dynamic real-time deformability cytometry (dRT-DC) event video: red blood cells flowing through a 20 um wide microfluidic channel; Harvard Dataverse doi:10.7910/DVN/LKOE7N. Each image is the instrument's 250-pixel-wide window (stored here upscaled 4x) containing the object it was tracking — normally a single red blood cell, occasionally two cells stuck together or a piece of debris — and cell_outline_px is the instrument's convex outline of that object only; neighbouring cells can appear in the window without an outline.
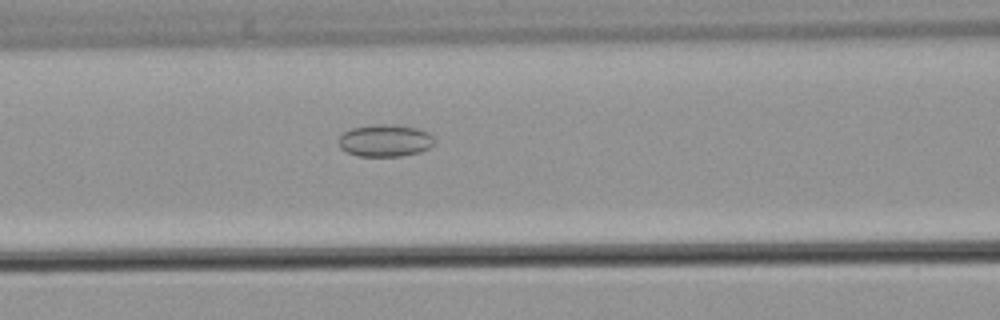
{"species": "common noctule bat (a hibernating species)", "species_latin": "Nyctalus noctula", "temperature_condition": "warm", "stored_images_in_passage": 3, "camera_frame_rate_fps": 3000, "um_per_image_px": 0.085, "animal": {"sex": "male", "body_mass_g": 21.5, "forearm_length_mm": 52.0}, "frame": {"image": 1, "passage_image": 3, "time_ms": 2.667, "image_size_px": [1000, 320], "cell_outline_px": [[436, 140], [428, 148], [420, 152], [400, 156], [360, 156], [348, 152], [340, 148], [340, 136], [344, 132], [352, 128], [416, 128], [428, 132]], "centroid_in_image_um": [32.76, 12.03], "position_along_channel_um": 133.8, "area_um2": 16.65}}